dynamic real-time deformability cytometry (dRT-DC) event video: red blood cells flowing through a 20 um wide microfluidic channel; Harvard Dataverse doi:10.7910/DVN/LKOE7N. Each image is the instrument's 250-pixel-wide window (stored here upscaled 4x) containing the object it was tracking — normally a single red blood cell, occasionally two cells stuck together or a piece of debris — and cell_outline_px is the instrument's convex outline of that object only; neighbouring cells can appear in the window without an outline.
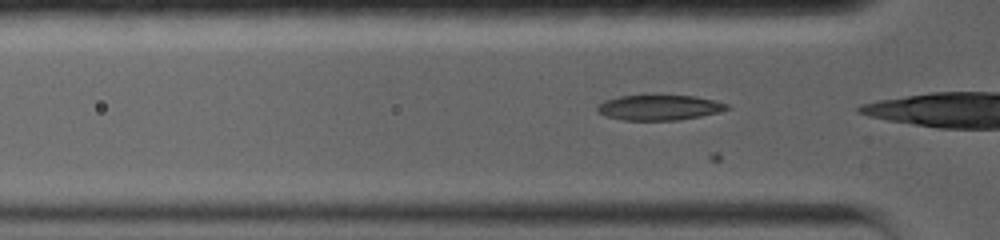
{"species": "common noctule bat (a hibernating species)", "species_latin": "Nyctalus noctula", "temperature_condition": "warm", "stored_images_in_passage": 50, "camera_frame_rate_fps": 5000, "um_per_image_px": 0.085, "animal": {"sex": "female", "body_mass_g": 19.0, "forearm_length_mm": 56.7}, "frame": {"image": 1, "passage_image": 4, "time_ms": 0.6, "image_size_px": [1000, 240], "cell_outline_px": [[732, 108], [720, 112], [680, 120], [624, 120], [604, 116], [596, 112], [596, 108], [604, 100], [620, 96], [644, 92], [696, 96], [728, 104]], "centroid_in_image_um": [56.0, 9.09], "position_along_channel_um": 69.8, "area_um2": 20.11}}
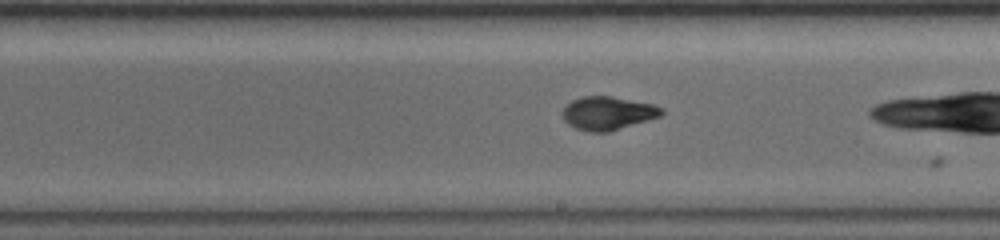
{"frame": {"image": 2, "passage_image": 26, "time_ms": 5.0, "image_size_px": [1000, 240], "cell_outline_px": [[664, 112], [660, 116], [608, 132], [592, 132], [576, 128], [568, 124], [564, 120], [564, 108], [572, 100], [584, 96], [612, 96], [652, 104], [664, 108]], "centroid_in_image_um": [51.68, 9.61], "position_along_channel_um": 237.3, "area_um2": 18.96}}
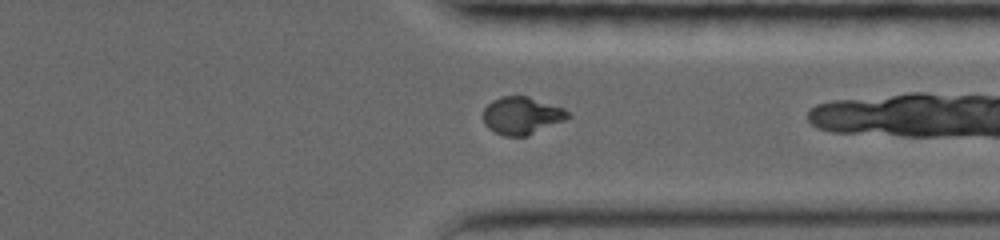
{"frame": {"image": 3, "passage_image": 43, "time_ms": 8.4, "image_size_px": [1000, 240], "cell_outline_px": [[568, 116], [564, 120], [524, 136], [508, 136], [496, 132], [484, 120], [484, 108], [492, 100], [504, 96], [528, 96], [564, 108], [568, 112]], "centroid_in_image_um": [44.35, 9.79], "position_along_channel_um": 367.0, "area_um2": 17.8}, "authors_computed_cell_mechanics": {"area_um2": 18.6116, "velocity_mm_per_s": 3.8069, "shape_relaxation_time_tau1_ms": 8.1986, "shape_relaxation_time_tau2_ms": 0.9754, "deformation_change_tau1": 0.3438, "deformation_change_tau2": 0.0555}}